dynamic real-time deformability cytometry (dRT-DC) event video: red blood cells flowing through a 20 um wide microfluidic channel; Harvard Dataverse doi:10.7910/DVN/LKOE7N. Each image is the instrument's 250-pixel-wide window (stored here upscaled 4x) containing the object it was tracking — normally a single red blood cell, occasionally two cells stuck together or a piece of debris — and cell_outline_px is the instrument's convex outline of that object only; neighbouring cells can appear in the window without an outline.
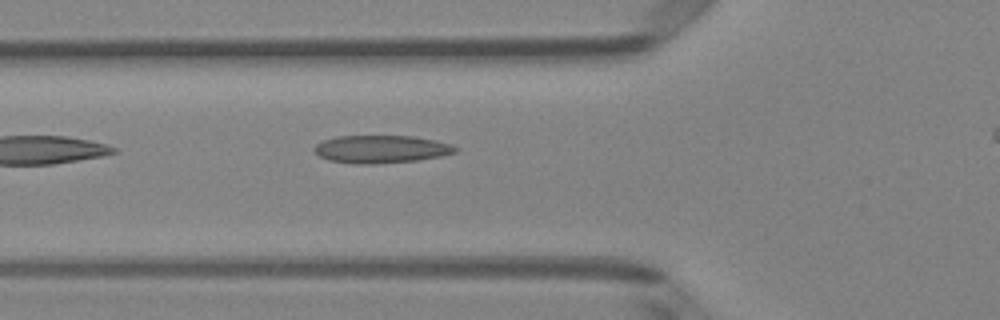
{"species": "Egyptian fruit bat (a non-hibernating species)", "species_latin": "Rousettus aegyptiacus", "temperature_condition": "room temperature", "stored_images_in_passage": 31, "camera_frame_rate_fps": 3000, "um_per_image_px": 0.085, "animal": {"sex": "female"}, "frame": {"image": 1, "passage_image": 4, "time_ms": 1.0, "image_size_px": [1000, 320], "cell_outline_px": [[460, 148], [456, 152], [440, 156], [416, 160], [372, 164], [352, 164], [328, 160], [320, 156], [312, 148], [316, 144], [324, 140], [336, 136], [412, 136], [452, 144]], "centroid_in_image_um": [32.38, 12.68], "position_along_channel_um": 93.4, "area_um2": 22.77}}
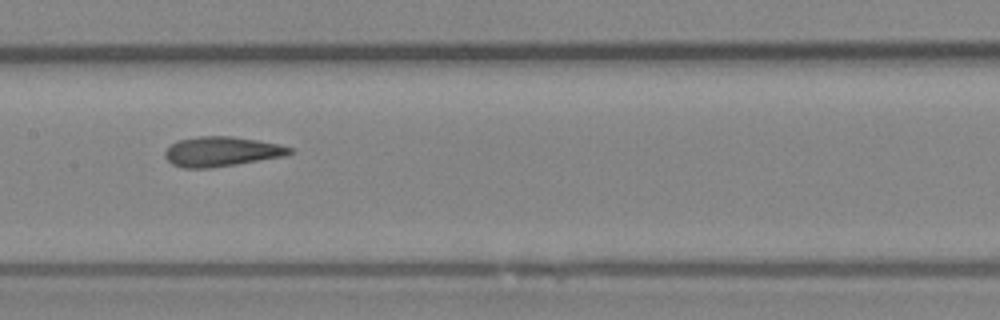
{"frame": {"image": 2, "passage_image": 11, "time_ms": 3.333, "image_size_px": [1000, 320], "cell_outline_px": [[296, 152], [284, 156], [236, 164], [208, 168], [184, 168], [172, 164], [164, 156], [164, 152], [176, 140], [200, 136], [232, 136], [256, 140], [276, 144], [292, 148]], "centroid_in_image_um": [18.81, 12.88], "position_along_channel_um": 188.6, "area_um2": 21.5}}
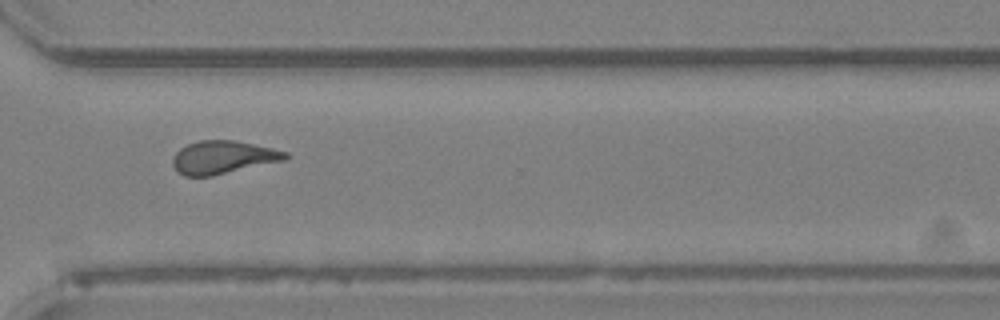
{"frame": {"image": 3, "passage_image": 23, "time_ms": 7.333, "image_size_px": [1000, 320], "cell_outline_px": [[288, 156], [284, 160], [212, 176], [184, 176], [176, 172], [172, 164], [172, 156], [180, 148], [188, 144], [200, 140], [232, 140], [272, 148], [288, 152]], "centroid_in_image_um": [18.9, 13.38], "position_along_channel_um": 351.7, "area_um2": 21.62}, "authors_computed_cell_mechanics": {"area_um2": 21.6172, "velocity_mm_per_s": 4.0735, "shape_relaxation_time_tau1_ms": 7.7517, "shape_relaxation_time_tau2_ms": 1.6806, "deformation_change_tau1": 0.222, "deformation_change_tau2": 0.1201}}